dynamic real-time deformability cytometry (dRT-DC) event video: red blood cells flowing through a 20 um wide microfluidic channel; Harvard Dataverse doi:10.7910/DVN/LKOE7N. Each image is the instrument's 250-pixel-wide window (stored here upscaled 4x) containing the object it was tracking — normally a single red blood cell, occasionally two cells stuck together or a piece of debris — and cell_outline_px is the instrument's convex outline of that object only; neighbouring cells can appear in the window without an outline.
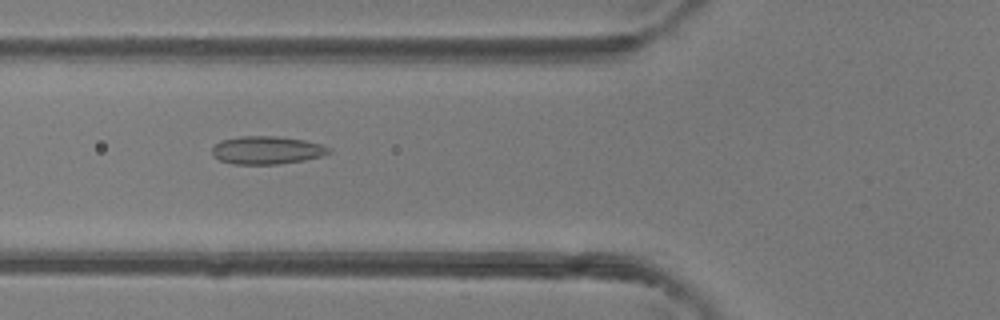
{"species": "common noctule bat (a hibernating species)", "species_latin": "Nyctalus noctula", "temperature_condition": "room temperature", "stored_images_in_passage": 3, "camera_frame_rate_fps": 3000, "um_per_image_px": 0.085, "animal": {"sex": "female"}, "frame": {"image": 1, "passage_image": 3, "time_ms": 0.667, "image_size_px": [1000, 320], "cell_outline_px": [[332, 152], [320, 156], [304, 160], [280, 164], [232, 164], [220, 160], [212, 156], [212, 148], [220, 140], [240, 136], [276, 136], [304, 140], [320, 144], [332, 148]], "centroid_in_image_um": [22.67, 12.76], "position_along_channel_um": 103.1, "area_um2": 19.13}}